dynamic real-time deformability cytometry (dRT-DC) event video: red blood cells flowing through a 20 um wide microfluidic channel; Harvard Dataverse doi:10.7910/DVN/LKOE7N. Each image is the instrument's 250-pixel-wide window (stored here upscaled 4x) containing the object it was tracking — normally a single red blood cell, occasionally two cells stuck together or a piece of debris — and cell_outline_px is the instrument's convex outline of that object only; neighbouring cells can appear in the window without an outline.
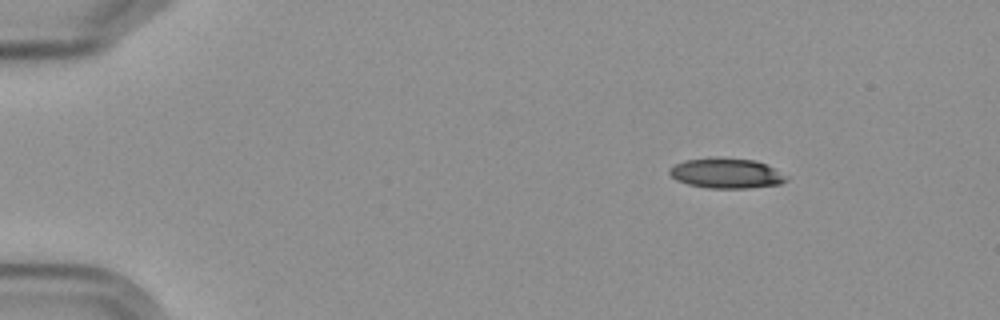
{"species": "Egyptian fruit bat (a non-hibernating species)", "species_latin": "Rousettus aegyptiacus", "temperature_condition": "cold", "stored_images_in_passage": 7, "camera_frame_rate_fps": 3000, "um_per_image_px": 0.085, "frame": {"image": 1, "passage_image": 3, "time_ms": 2.333, "image_size_px": [1000, 320], "cell_outline_px": [[788, 180], [780, 184], [748, 188], [708, 188], [688, 184], [676, 180], [668, 172], [676, 164], [684, 160], [756, 160], [788, 176]], "centroid_in_image_um": [61.77, 14.78], "position_along_channel_um": 23.2, "area_um2": 19.54}}
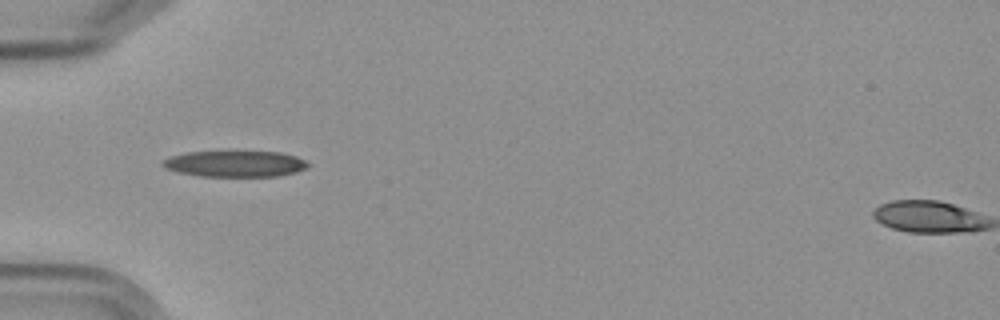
{"frame": {"image": 2, "passage_image": 6, "time_ms": 6.0, "image_size_px": [1000, 320], "cell_outline_px": [[308, 168], [296, 172], [276, 176], [200, 176], [176, 172], [164, 168], [160, 164], [164, 160], [172, 156], [184, 152], [228, 148], [280, 152], [296, 156], [304, 160], [308, 164]], "centroid_in_image_um": [19.94, 13.86], "position_along_channel_um": 65.1, "area_um2": 23.41}}
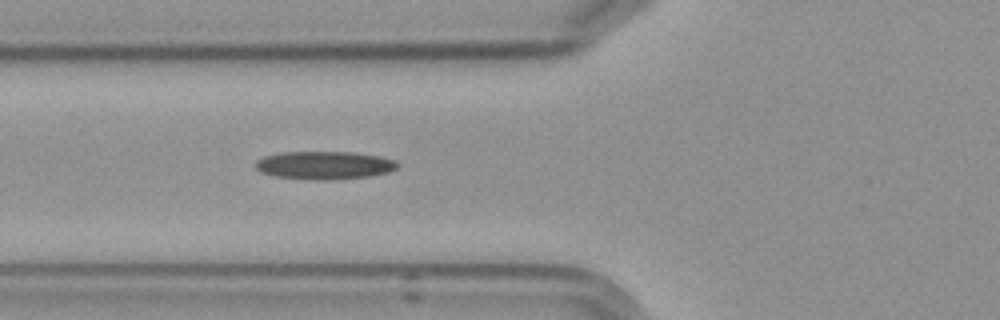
{"frame": {"image": 3, "passage_image": 7, "time_ms": 7.0, "image_size_px": [1000, 320], "cell_outline_px": [[400, 164], [396, 168], [388, 172], [368, 176], [328, 180], [316, 180], [276, 176], [260, 172], [256, 168], [256, 160], [264, 156], [280, 152], [352, 152], [380, 156], [396, 160]], "centroid_in_image_um": [27.58, 14.04], "position_along_channel_um": 98.2, "area_um2": 23.18}}